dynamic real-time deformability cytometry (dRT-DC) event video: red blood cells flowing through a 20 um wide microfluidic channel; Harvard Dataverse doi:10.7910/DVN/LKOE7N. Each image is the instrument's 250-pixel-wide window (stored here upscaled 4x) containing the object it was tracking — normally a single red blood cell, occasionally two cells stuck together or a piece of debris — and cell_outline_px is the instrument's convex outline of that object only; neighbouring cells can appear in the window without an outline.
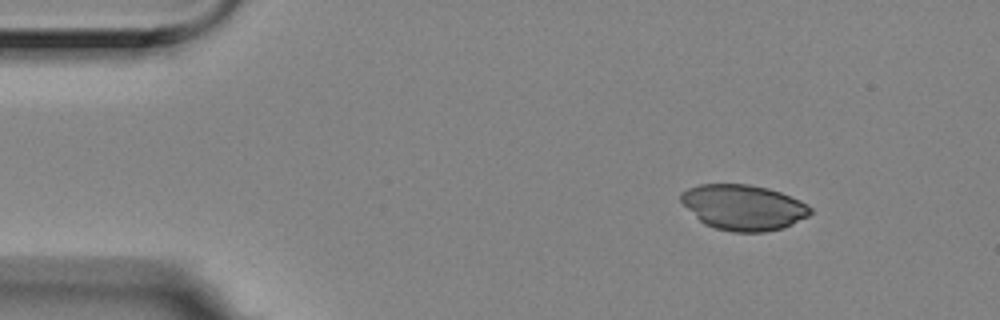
{"species": "Egyptian fruit bat (a non-hibernating species)", "species_latin": "Rousettus aegyptiacus", "temperature_condition": "room temperature", "stored_images_in_passage": 4, "camera_frame_rate_fps": 3000, "um_per_image_px": 0.085, "animal": {"sex": "female"}, "frame": {"image": 1, "passage_image": 1, "time_ms": 0.0, "image_size_px": [1000, 320], "cell_outline_px": [[812, 212], [808, 216], [792, 224], [780, 228], [764, 232], [732, 232], [716, 228], [704, 224], [680, 200], [680, 192], [688, 188], [700, 184], [748, 184], [768, 188], [780, 192], [800, 200], [808, 204], [812, 208]], "centroid_in_image_um": [63.2, 17.62], "position_along_channel_um": 21.8, "area_um2": 34.16}}